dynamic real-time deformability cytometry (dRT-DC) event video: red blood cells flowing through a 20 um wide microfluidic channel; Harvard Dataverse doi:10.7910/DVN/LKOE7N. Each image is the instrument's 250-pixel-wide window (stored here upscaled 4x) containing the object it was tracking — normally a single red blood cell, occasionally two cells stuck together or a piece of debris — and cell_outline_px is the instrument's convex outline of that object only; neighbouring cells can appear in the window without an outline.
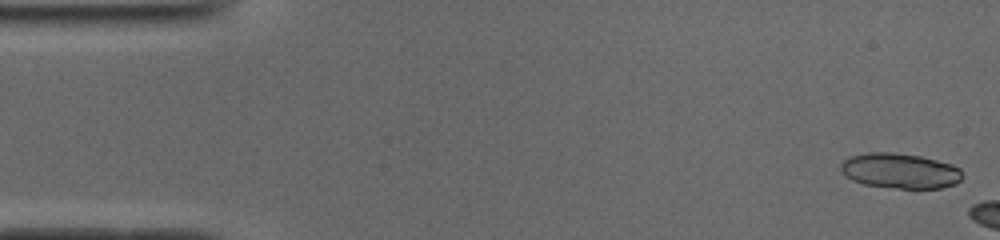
{"species": "common noctule bat (a hibernating species)", "species_latin": "Nyctalus noctula", "temperature_condition": "cold", "stored_images_in_passage": 5, "camera_frame_rate_fps": 3000, "um_per_image_px": 0.085, "animal": {"sex": "male", "body_mass_g": 19.0, "forearm_length_mm": 50.8}, "frame": {"image": 1, "passage_image": 1, "time_ms": 0.0, "image_size_px": [1000, 240], "cell_outline_px": [[964, 176], [956, 184], [940, 188], [900, 188], [864, 184], [852, 180], [840, 168], [840, 164], [848, 156], [868, 152], [892, 152], [920, 156], [952, 164], [960, 168]], "centroid_in_image_um": [76.53, 14.51], "position_along_channel_um": 8.5, "area_um2": 24.91}}